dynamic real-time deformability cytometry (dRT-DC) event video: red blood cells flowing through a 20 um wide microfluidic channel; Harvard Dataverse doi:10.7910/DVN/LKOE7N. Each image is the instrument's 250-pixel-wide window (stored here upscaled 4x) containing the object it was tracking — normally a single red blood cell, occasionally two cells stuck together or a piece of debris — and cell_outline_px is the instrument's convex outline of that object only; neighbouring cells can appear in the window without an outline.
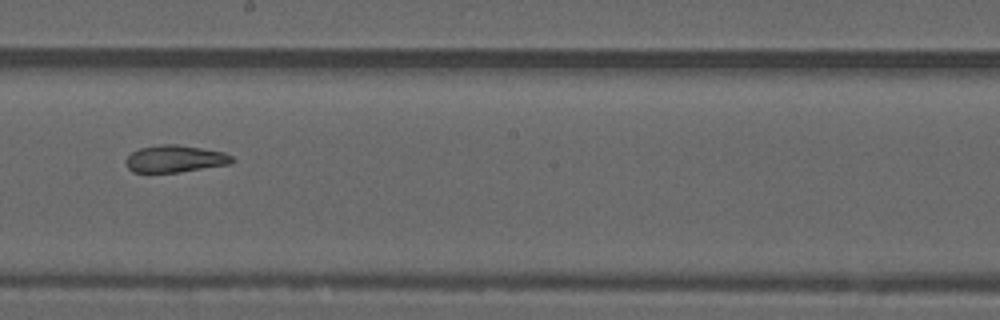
{"species": "common noctule bat (a hibernating species)", "species_latin": "Nyctalus noctula", "temperature_condition": "warm", "stored_images_in_passage": 41, "camera_frame_rate_fps": 3000, "um_per_image_px": 0.085, "animal": {"sex": "male", "forearm_length_mm": 52.5}, "frame": {"image": 1, "passage_image": 16, "time_ms": 5.0, "image_size_px": [1000, 320], "cell_outline_px": [[236, 160], [232, 164], [180, 172], [132, 172], [128, 168], [128, 156], [132, 152], [140, 148], [160, 144], [176, 144], [224, 152], [232, 156]], "centroid_in_image_um": [14.94, 13.5], "position_along_channel_um": 233.3, "area_um2": 16.7}}
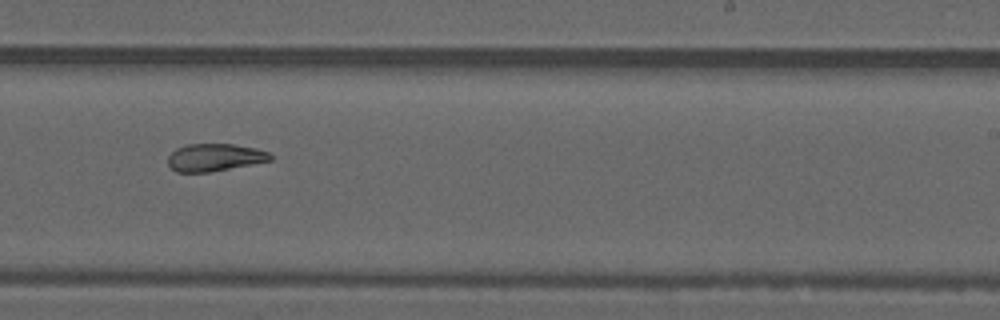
{"frame": {"image": 2, "passage_image": 19, "time_ms": 6.0, "image_size_px": [1000, 320], "cell_outline_px": [[272, 160], [208, 172], [176, 172], [168, 164], [168, 156], [176, 148], [188, 144], [232, 144], [256, 148], [268, 152], [272, 156]], "centroid_in_image_um": [18.23, 13.37], "position_along_channel_um": 270.8, "area_um2": 16.24}}